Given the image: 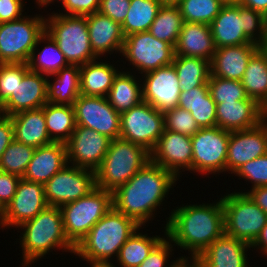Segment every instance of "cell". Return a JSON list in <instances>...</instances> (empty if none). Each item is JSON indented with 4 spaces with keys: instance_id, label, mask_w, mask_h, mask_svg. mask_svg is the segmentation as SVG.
Returning <instances> with one entry per match:
<instances>
[{
    "instance_id": "obj_1",
    "label": "cell",
    "mask_w": 267,
    "mask_h": 267,
    "mask_svg": "<svg viewBox=\"0 0 267 267\" xmlns=\"http://www.w3.org/2000/svg\"><path fill=\"white\" fill-rule=\"evenodd\" d=\"M177 180L173 173L150 160L128 182L112 192L113 208L139 226H145L154 220V212L163 204Z\"/></svg>"
},
{
    "instance_id": "obj_2",
    "label": "cell",
    "mask_w": 267,
    "mask_h": 267,
    "mask_svg": "<svg viewBox=\"0 0 267 267\" xmlns=\"http://www.w3.org/2000/svg\"><path fill=\"white\" fill-rule=\"evenodd\" d=\"M172 210L164 234L173 245L188 250L191 255H200L225 233L221 198L216 203L182 204Z\"/></svg>"
},
{
    "instance_id": "obj_3",
    "label": "cell",
    "mask_w": 267,
    "mask_h": 267,
    "mask_svg": "<svg viewBox=\"0 0 267 267\" xmlns=\"http://www.w3.org/2000/svg\"><path fill=\"white\" fill-rule=\"evenodd\" d=\"M139 227L133 219L112 207L75 247L74 255L87 263H111Z\"/></svg>"
},
{
    "instance_id": "obj_4",
    "label": "cell",
    "mask_w": 267,
    "mask_h": 267,
    "mask_svg": "<svg viewBox=\"0 0 267 267\" xmlns=\"http://www.w3.org/2000/svg\"><path fill=\"white\" fill-rule=\"evenodd\" d=\"M20 245L22 247V266H28L42 259L51 249H61L71 254L75 246L68 240L64 230L60 207L47 206L33 219L22 223ZM57 248V249H56Z\"/></svg>"
},
{
    "instance_id": "obj_5",
    "label": "cell",
    "mask_w": 267,
    "mask_h": 267,
    "mask_svg": "<svg viewBox=\"0 0 267 267\" xmlns=\"http://www.w3.org/2000/svg\"><path fill=\"white\" fill-rule=\"evenodd\" d=\"M150 161V152L131 141L111 140L101 166L96 171V187L113 192Z\"/></svg>"
},
{
    "instance_id": "obj_6",
    "label": "cell",
    "mask_w": 267,
    "mask_h": 267,
    "mask_svg": "<svg viewBox=\"0 0 267 267\" xmlns=\"http://www.w3.org/2000/svg\"><path fill=\"white\" fill-rule=\"evenodd\" d=\"M45 32L56 42L70 65L100 60L92 51L86 16L53 13L45 18Z\"/></svg>"
},
{
    "instance_id": "obj_7",
    "label": "cell",
    "mask_w": 267,
    "mask_h": 267,
    "mask_svg": "<svg viewBox=\"0 0 267 267\" xmlns=\"http://www.w3.org/2000/svg\"><path fill=\"white\" fill-rule=\"evenodd\" d=\"M113 207L112 192L96 187L89 194L60 207L68 240L76 247Z\"/></svg>"
},
{
    "instance_id": "obj_8",
    "label": "cell",
    "mask_w": 267,
    "mask_h": 267,
    "mask_svg": "<svg viewBox=\"0 0 267 267\" xmlns=\"http://www.w3.org/2000/svg\"><path fill=\"white\" fill-rule=\"evenodd\" d=\"M0 23V64L28 63L37 40L45 32V16Z\"/></svg>"
},
{
    "instance_id": "obj_9",
    "label": "cell",
    "mask_w": 267,
    "mask_h": 267,
    "mask_svg": "<svg viewBox=\"0 0 267 267\" xmlns=\"http://www.w3.org/2000/svg\"><path fill=\"white\" fill-rule=\"evenodd\" d=\"M221 200L225 234L251 245L267 223V214L247 194L232 192Z\"/></svg>"
},
{
    "instance_id": "obj_10",
    "label": "cell",
    "mask_w": 267,
    "mask_h": 267,
    "mask_svg": "<svg viewBox=\"0 0 267 267\" xmlns=\"http://www.w3.org/2000/svg\"><path fill=\"white\" fill-rule=\"evenodd\" d=\"M165 128L164 112L142 101L120 113V138L143 146L151 152Z\"/></svg>"
},
{
    "instance_id": "obj_11",
    "label": "cell",
    "mask_w": 267,
    "mask_h": 267,
    "mask_svg": "<svg viewBox=\"0 0 267 267\" xmlns=\"http://www.w3.org/2000/svg\"><path fill=\"white\" fill-rule=\"evenodd\" d=\"M121 55L140 74L171 65L175 48L154 37L149 31L133 33L125 37Z\"/></svg>"
},
{
    "instance_id": "obj_12",
    "label": "cell",
    "mask_w": 267,
    "mask_h": 267,
    "mask_svg": "<svg viewBox=\"0 0 267 267\" xmlns=\"http://www.w3.org/2000/svg\"><path fill=\"white\" fill-rule=\"evenodd\" d=\"M229 139L230 132L217 126L200 128L191 137L192 172L205 175L226 172Z\"/></svg>"
},
{
    "instance_id": "obj_13",
    "label": "cell",
    "mask_w": 267,
    "mask_h": 267,
    "mask_svg": "<svg viewBox=\"0 0 267 267\" xmlns=\"http://www.w3.org/2000/svg\"><path fill=\"white\" fill-rule=\"evenodd\" d=\"M96 188V172L67 164L44 184L48 206L61 207Z\"/></svg>"
},
{
    "instance_id": "obj_14",
    "label": "cell",
    "mask_w": 267,
    "mask_h": 267,
    "mask_svg": "<svg viewBox=\"0 0 267 267\" xmlns=\"http://www.w3.org/2000/svg\"><path fill=\"white\" fill-rule=\"evenodd\" d=\"M73 107L76 125L93 129L111 140L120 137V113L113 109L107 97L80 94Z\"/></svg>"
},
{
    "instance_id": "obj_15",
    "label": "cell",
    "mask_w": 267,
    "mask_h": 267,
    "mask_svg": "<svg viewBox=\"0 0 267 267\" xmlns=\"http://www.w3.org/2000/svg\"><path fill=\"white\" fill-rule=\"evenodd\" d=\"M111 139L76 125L66 144L68 164L96 172L106 155Z\"/></svg>"
},
{
    "instance_id": "obj_16",
    "label": "cell",
    "mask_w": 267,
    "mask_h": 267,
    "mask_svg": "<svg viewBox=\"0 0 267 267\" xmlns=\"http://www.w3.org/2000/svg\"><path fill=\"white\" fill-rule=\"evenodd\" d=\"M47 206L44 185L21 178L13 199L2 211L0 227H19Z\"/></svg>"
},
{
    "instance_id": "obj_17",
    "label": "cell",
    "mask_w": 267,
    "mask_h": 267,
    "mask_svg": "<svg viewBox=\"0 0 267 267\" xmlns=\"http://www.w3.org/2000/svg\"><path fill=\"white\" fill-rule=\"evenodd\" d=\"M192 155L190 136L164 128L155 148L150 152V160L180 179L182 171H192Z\"/></svg>"
},
{
    "instance_id": "obj_18",
    "label": "cell",
    "mask_w": 267,
    "mask_h": 267,
    "mask_svg": "<svg viewBox=\"0 0 267 267\" xmlns=\"http://www.w3.org/2000/svg\"><path fill=\"white\" fill-rule=\"evenodd\" d=\"M141 76L144 102L161 112L178 106L181 87L173 64Z\"/></svg>"
},
{
    "instance_id": "obj_19",
    "label": "cell",
    "mask_w": 267,
    "mask_h": 267,
    "mask_svg": "<svg viewBox=\"0 0 267 267\" xmlns=\"http://www.w3.org/2000/svg\"><path fill=\"white\" fill-rule=\"evenodd\" d=\"M267 154V130L258 126L230 132L226 158V172L235 173L242 165Z\"/></svg>"
},
{
    "instance_id": "obj_20",
    "label": "cell",
    "mask_w": 267,
    "mask_h": 267,
    "mask_svg": "<svg viewBox=\"0 0 267 267\" xmlns=\"http://www.w3.org/2000/svg\"><path fill=\"white\" fill-rule=\"evenodd\" d=\"M48 76L29 71L15 92L3 103L6 116L43 107L47 103Z\"/></svg>"
},
{
    "instance_id": "obj_21",
    "label": "cell",
    "mask_w": 267,
    "mask_h": 267,
    "mask_svg": "<svg viewBox=\"0 0 267 267\" xmlns=\"http://www.w3.org/2000/svg\"><path fill=\"white\" fill-rule=\"evenodd\" d=\"M264 109L253 98L216 104V126L229 132L252 129L261 123Z\"/></svg>"
},
{
    "instance_id": "obj_22",
    "label": "cell",
    "mask_w": 267,
    "mask_h": 267,
    "mask_svg": "<svg viewBox=\"0 0 267 267\" xmlns=\"http://www.w3.org/2000/svg\"><path fill=\"white\" fill-rule=\"evenodd\" d=\"M259 48L260 46L256 43L216 48L210 62L211 75L240 81L249 59Z\"/></svg>"
},
{
    "instance_id": "obj_23",
    "label": "cell",
    "mask_w": 267,
    "mask_h": 267,
    "mask_svg": "<svg viewBox=\"0 0 267 267\" xmlns=\"http://www.w3.org/2000/svg\"><path fill=\"white\" fill-rule=\"evenodd\" d=\"M86 20L90 45L98 58L114 51L121 54L125 37L119 23L99 12L86 15Z\"/></svg>"
},
{
    "instance_id": "obj_24",
    "label": "cell",
    "mask_w": 267,
    "mask_h": 267,
    "mask_svg": "<svg viewBox=\"0 0 267 267\" xmlns=\"http://www.w3.org/2000/svg\"><path fill=\"white\" fill-rule=\"evenodd\" d=\"M67 164L66 144L53 142L35 149L23 178L44 185Z\"/></svg>"
},
{
    "instance_id": "obj_25",
    "label": "cell",
    "mask_w": 267,
    "mask_h": 267,
    "mask_svg": "<svg viewBox=\"0 0 267 267\" xmlns=\"http://www.w3.org/2000/svg\"><path fill=\"white\" fill-rule=\"evenodd\" d=\"M251 245L225 233L199 256L204 267H248L247 251Z\"/></svg>"
},
{
    "instance_id": "obj_26",
    "label": "cell",
    "mask_w": 267,
    "mask_h": 267,
    "mask_svg": "<svg viewBox=\"0 0 267 267\" xmlns=\"http://www.w3.org/2000/svg\"><path fill=\"white\" fill-rule=\"evenodd\" d=\"M210 27L216 48L253 43L244 34L239 4L223 5Z\"/></svg>"
},
{
    "instance_id": "obj_27",
    "label": "cell",
    "mask_w": 267,
    "mask_h": 267,
    "mask_svg": "<svg viewBox=\"0 0 267 267\" xmlns=\"http://www.w3.org/2000/svg\"><path fill=\"white\" fill-rule=\"evenodd\" d=\"M215 51L210 25L184 22L175 46V55L201 57L211 62Z\"/></svg>"
},
{
    "instance_id": "obj_28",
    "label": "cell",
    "mask_w": 267,
    "mask_h": 267,
    "mask_svg": "<svg viewBox=\"0 0 267 267\" xmlns=\"http://www.w3.org/2000/svg\"><path fill=\"white\" fill-rule=\"evenodd\" d=\"M17 142L38 148L53 143L46 129L44 106L10 116Z\"/></svg>"
},
{
    "instance_id": "obj_29",
    "label": "cell",
    "mask_w": 267,
    "mask_h": 267,
    "mask_svg": "<svg viewBox=\"0 0 267 267\" xmlns=\"http://www.w3.org/2000/svg\"><path fill=\"white\" fill-rule=\"evenodd\" d=\"M116 65L96 60L80 66V94L93 97H107L114 78L120 71Z\"/></svg>"
},
{
    "instance_id": "obj_30",
    "label": "cell",
    "mask_w": 267,
    "mask_h": 267,
    "mask_svg": "<svg viewBox=\"0 0 267 267\" xmlns=\"http://www.w3.org/2000/svg\"><path fill=\"white\" fill-rule=\"evenodd\" d=\"M178 106L190 111L200 128L216 126V103L210 95L208 82L188 92L181 91Z\"/></svg>"
},
{
    "instance_id": "obj_31",
    "label": "cell",
    "mask_w": 267,
    "mask_h": 267,
    "mask_svg": "<svg viewBox=\"0 0 267 267\" xmlns=\"http://www.w3.org/2000/svg\"><path fill=\"white\" fill-rule=\"evenodd\" d=\"M52 77L57 78L53 82L48 79L47 102L73 106L80 95V66L69 64Z\"/></svg>"
},
{
    "instance_id": "obj_32",
    "label": "cell",
    "mask_w": 267,
    "mask_h": 267,
    "mask_svg": "<svg viewBox=\"0 0 267 267\" xmlns=\"http://www.w3.org/2000/svg\"><path fill=\"white\" fill-rule=\"evenodd\" d=\"M136 78L130 71H120L114 78L107 99L118 113L130 110L143 101L142 84Z\"/></svg>"
},
{
    "instance_id": "obj_33",
    "label": "cell",
    "mask_w": 267,
    "mask_h": 267,
    "mask_svg": "<svg viewBox=\"0 0 267 267\" xmlns=\"http://www.w3.org/2000/svg\"><path fill=\"white\" fill-rule=\"evenodd\" d=\"M240 81L247 96L267 109V53L261 47L249 59Z\"/></svg>"
},
{
    "instance_id": "obj_34",
    "label": "cell",
    "mask_w": 267,
    "mask_h": 267,
    "mask_svg": "<svg viewBox=\"0 0 267 267\" xmlns=\"http://www.w3.org/2000/svg\"><path fill=\"white\" fill-rule=\"evenodd\" d=\"M40 43H45L46 46L38 52L37 47ZM68 65L64 54L60 51L56 42L47 32H44L37 40L36 47L33 49L28 61L30 71L46 75L50 78L53 74Z\"/></svg>"
},
{
    "instance_id": "obj_35",
    "label": "cell",
    "mask_w": 267,
    "mask_h": 267,
    "mask_svg": "<svg viewBox=\"0 0 267 267\" xmlns=\"http://www.w3.org/2000/svg\"><path fill=\"white\" fill-rule=\"evenodd\" d=\"M44 115L50 139L66 143L76 127L74 107L47 102L44 105Z\"/></svg>"
},
{
    "instance_id": "obj_36",
    "label": "cell",
    "mask_w": 267,
    "mask_h": 267,
    "mask_svg": "<svg viewBox=\"0 0 267 267\" xmlns=\"http://www.w3.org/2000/svg\"><path fill=\"white\" fill-rule=\"evenodd\" d=\"M172 64L175 67L181 91L203 86L208 82L211 68L210 61L201 57L175 55Z\"/></svg>"
},
{
    "instance_id": "obj_37",
    "label": "cell",
    "mask_w": 267,
    "mask_h": 267,
    "mask_svg": "<svg viewBox=\"0 0 267 267\" xmlns=\"http://www.w3.org/2000/svg\"><path fill=\"white\" fill-rule=\"evenodd\" d=\"M139 227L122 245L117 258L121 267H138L150 254L153 248L163 239L160 236L149 237L142 234Z\"/></svg>"
},
{
    "instance_id": "obj_38",
    "label": "cell",
    "mask_w": 267,
    "mask_h": 267,
    "mask_svg": "<svg viewBox=\"0 0 267 267\" xmlns=\"http://www.w3.org/2000/svg\"><path fill=\"white\" fill-rule=\"evenodd\" d=\"M162 5L160 0H130V7L121 25L124 37L149 31Z\"/></svg>"
},
{
    "instance_id": "obj_39",
    "label": "cell",
    "mask_w": 267,
    "mask_h": 267,
    "mask_svg": "<svg viewBox=\"0 0 267 267\" xmlns=\"http://www.w3.org/2000/svg\"><path fill=\"white\" fill-rule=\"evenodd\" d=\"M184 19L177 4H163L150 26L149 32L159 40L177 44Z\"/></svg>"
},
{
    "instance_id": "obj_40",
    "label": "cell",
    "mask_w": 267,
    "mask_h": 267,
    "mask_svg": "<svg viewBox=\"0 0 267 267\" xmlns=\"http://www.w3.org/2000/svg\"><path fill=\"white\" fill-rule=\"evenodd\" d=\"M177 5L184 22L210 25L224 4L220 0H180Z\"/></svg>"
},
{
    "instance_id": "obj_41",
    "label": "cell",
    "mask_w": 267,
    "mask_h": 267,
    "mask_svg": "<svg viewBox=\"0 0 267 267\" xmlns=\"http://www.w3.org/2000/svg\"><path fill=\"white\" fill-rule=\"evenodd\" d=\"M35 148L17 142L8 145L0 159V170L23 178Z\"/></svg>"
},
{
    "instance_id": "obj_42",
    "label": "cell",
    "mask_w": 267,
    "mask_h": 267,
    "mask_svg": "<svg viewBox=\"0 0 267 267\" xmlns=\"http://www.w3.org/2000/svg\"><path fill=\"white\" fill-rule=\"evenodd\" d=\"M208 88L216 104L222 102H237L249 98L241 81L237 80L214 77L210 74Z\"/></svg>"
},
{
    "instance_id": "obj_43",
    "label": "cell",
    "mask_w": 267,
    "mask_h": 267,
    "mask_svg": "<svg viewBox=\"0 0 267 267\" xmlns=\"http://www.w3.org/2000/svg\"><path fill=\"white\" fill-rule=\"evenodd\" d=\"M29 71L28 63L0 64V105L15 92L18 81Z\"/></svg>"
},
{
    "instance_id": "obj_44",
    "label": "cell",
    "mask_w": 267,
    "mask_h": 267,
    "mask_svg": "<svg viewBox=\"0 0 267 267\" xmlns=\"http://www.w3.org/2000/svg\"><path fill=\"white\" fill-rule=\"evenodd\" d=\"M165 129L192 137L200 127L191 115L190 111L179 106L164 112Z\"/></svg>"
},
{
    "instance_id": "obj_45",
    "label": "cell",
    "mask_w": 267,
    "mask_h": 267,
    "mask_svg": "<svg viewBox=\"0 0 267 267\" xmlns=\"http://www.w3.org/2000/svg\"><path fill=\"white\" fill-rule=\"evenodd\" d=\"M239 10L243 13L244 34L260 47L266 39V25L264 16L249 7L239 4Z\"/></svg>"
},
{
    "instance_id": "obj_46",
    "label": "cell",
    "mask_w": 267,
    "mask_h": 267,
    "mask_svg": "<svg viewBox=\"0 0 267 267\" xmlns=\"http://www.w3.org/2000/svg\"><path fill=\"white\" fill-rule=\"evenodd\" d=\"M234 175L251 181L252 188L267 186V154L242 165Z\"/></svg>"
},
{
    "instance_id": "obj_47",
    "label": "cell",
    "mask_w": 267,
    "mask_h": 267,
    "mask_svg": "<svg viewBox=\"0 0 267 267\" xmlns=\"http://www.w3.org/2000/svg\"><path fill=\"white\" fill-rule=\"evenodd\" d=\"M171 240L166 236L153 248L148 257L138 267H168L172 251ZM171 252V253H170Z\"/></svg>"
},
{
    "instance_id": "obj_48",
    "label": "cell",
    "mask_w": 267,
    "mask_h": 267,
    "mask_svg": "<svg viewBox=\"0 0 267 267\" xmlns=\"http://www.w3.org/2000/svg\"><path fill=\"white\" fill-rule=\"evenodd\" d=\"M129 7L130 0H100L98 12L122 25Z\"/></svg>"
},
{
    "instance_id": "obj_49",
    "label": "cell",
    "mask_w": 267,
    "mask_h": 267,
    "mask_svg": "<svg viewBox=\"0 0 267 267\" xmlns=\"http://www.w3.org/2000/svg\"><path fill=\"white\" fill-rule=\"evenodd\" d=\"M64 15L86 16L98 12L100 0H60ZM67 11V12H66Z\"/></svg>"
},
{
    "instance_id": "obj_50",
    "label": "cell",
    "mask_w": 267,
    "mask_h": 267,
    "mask_svg": "<svg viewBox=\"0 0 267 267\" xmlns=\"http://www.w3.org/2000/svg\"><path fill=\"white\" fill-rule=\"evenodd\" d=\"M20 177L0 170V209L3 211L16 193Z\"/></svg>"
},
{
    "instance_id": "obj_51",
    "label": "cell",
    "mask_w": 267,
    "mask_h": 267,
    "mask_svg": "<svg viewBox=\"0 0 267 267\" xmlns=\"http://www.w3.org/2000/svg\"><path fill=\"white\" fill-rule=\"evenodd\" d=\"M24 4L23 0H1L0 23L22 18Z\"/></svg>"
},
{
    "instance_id": "obj_52",
    "label": "cell",
    "mask_w": 267,
    "mask_h": 267,
    "mask_svg": "<svg viewBox=\"0 0 267 267\" xmlns=\"http://www.w3.org/2000/svg\"><path fill=\"white\" fill-rule=\"evenodd\" d=\"M14 140V126L11 118L7 116L0 122V159L8 145Z\"/></svg>"
},
{
    "instance_id": "obj_53",
    "label": "cell",
    "mask_w": 267,
    "mask_h": 267,
    "mask_svg": "<svg viewBox=\"0 0 267 267\" xmlns=\"http://www.w3.org/2000/svg\"><path fill=\"white\" fill-rule=\"evenodd\" d=\"M247 194L266 214H267V186L251 188L249 192H239Z\"/></svg>"
},
{
    "instance_id": "obj_54",
    "label": "cell",
    "mask_w": 267,
    "mask_h": 267,
    "mask_svg": "<svg viewBox=\"0 0 267 267\" xmlns=\"http://www.w3.org/2000/svg\"><path fill=\"white\" fill-rule=\"evenodd\" d=\"M190 257H188L190 259L189 261L186 256H181L176 260H173V262H171V265H169L168 267H204L199 255H190Z\"/></svg>"
},
{
    "instance_id": "obj_55",
    "label": "cell",
    "mask_w": 267,
    "mask_h": 267,
    "mask_svg": "<svg viewBox=\"0 0 267 267\" xmlns=\"http://www.w3.org/2000/svg\"><path fill=\"white\" fill-rule=\"evenodd\" d=\"M260 250L259 253L262 252V255H264L267 252V223L262 228L260 234L256 238V240L251 244V248Z\"/></svg>"
},
{
    "instance_id": "obj_56",
    "label": "cell",
    "mask_w": 267,
    "mask_h": 267,
    "mask_svg": "<svg viewBox=\"0 0 267 267\" xmlns=\"http://www.w3.org/2000/svg\"><path fill=\"white\" fill-rule=\"evenodd\" d=\"M240 4L260 12L263 16L267 13V0H241Z\"/></svg>"
},
{
    "instance_id": "obj_57",
    "label": "cell",
    "mask_w": 267,
    "mask_h": 267,
    "mask_svg": "<svg viewBox=\"0 0 267 267\" xmlns=\"http://www.w3.org/2000/svg\"><path fill=\"white\" fill-rule=\"evenodd\" d=\"M36 1V3H38L37 5L40 7H47V6H49L50 5V3H54V1L56 2V0H35ZM57 2H58V0H57Z\"/></svg>"
},
{
    "instance_id": "obj_58",
    "label": "cell",
    "mask_w": 267,
    "mask_h": 267,
    "mask_svg": "<svg viewBox=\"0 0 267 267\" xmlns=\"http://www.w3.org/2000/svg\"><path fill=\"white\" fill-rule=\"evenodd\" d=\"M91 267H115L113 263H90Z\"/></svg>"
},
{
    "instance_id": "obj_59",
    "label": "cell",
    "mask_w": 267,
    "mask_h": 267,
    "mask_svg": "<svg viewBox=\"0 0 267 267\" xmlns=\"http://www.w3.org/2000/svg\"><path fill=\"white\" fill-rule=\"evenodd\" d=\"M261 123L264 125V127L267 130V109H264V111H263Z\"/></svg>"
},
{
    "instance_id": "obj_60",
    "label": "cell",
    "mask_w": 267,
    "mask_h": 267,
    "mask_svg": "<svg viewBox=\"0 0 267 267\" xmlns=\"http://www.w3.org/2000/svg\"><path fill=\"white\" fill-rule=\"evenodd\" d=\"M224 5L240 4L241 0H220Z\"/></svg>"
},
{
    "instance_id": "obj_61",
    "label": "cell",
    "mask_w": 267,
    "mask_h": 267,
    "mask_svg": "<svg viewBox=\"0 0 267 267\" xmlns=\"http://www.w3.org/2000/svg\"><path fill=\"white\" fill-rule=\"evenodd\" d=\"M6 113L2 105H0V122H2L6 118Z\"/></svg>"
},
{
    "instance_id": "obj_62",
    "label": "cell",
    "mask_w": 267,
    "mask_h": 267,
    "mask_svg": "<svg viewBox=\"0 0 267 267\" xmlns=\"http://www.w3.org/2000/svg\"><path fill=\"white\" fill-rule=\"evenodd\" d=\"M163 4H177L180 0H160Z\"/></svg>"
},
{
    "instance_id": "obj_63",
    "label": "cell",
    "mask_w": 267,
    "mask_h": 267,
    "mask_svg": "<svg viewBox=\"0 0 267 267\" xmlns=\"http://www.w3.org/2000/svg\"><path fill=\"white\" fill-rule=\"evenodd\" d=\"M261 48L267 53V27H266V39Z\"/></svg>"
},
{
    "instance_id": "obj_64",
    "label": "cell",
    "mask_w": 267,
    "mask_h": 267,
    "mask_svg": "<svg viewBox=\"0 0 267 267\" xmlns=\"http://www.w3.org/2000/svg\"><path fill=\"white\" fill-rule=\"evenodd\" d=\"M264 20H265V25H266V27H267V13H266V15L264 16Z\"/></svg>"
}]
</instances>
